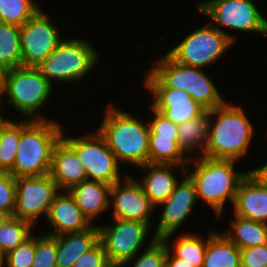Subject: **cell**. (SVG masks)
Segmentation results:
<instances>
[{
	"mask_svg": "<svg viewBox=\"0 0 267 267\" xmlns=\"http://www.w3.org/2000/svg\"><path fill=\"white\" fill-rule=\"evenodd\" d=\"M32 267H57V236L44 233L35 236V257Z\"/></svg>",
	"mask_w": 267,
	"mask_h": 267,
	"instance_id": "d6a6232c",
	"label": "cell"
},
{
	"mask_svg": "<svg viewBox=\"0 0 267 267\" xmlns=\"http://www.w3.org/2000/svg\"><path fill=\"white\" fill-rule=\"evenodd\" d=\"M247 175L260 186L267 188V163L259 168L247 171Z\"/></svg>",
	"mask_w": 267,
	"mask_h": 267,
	"instance_id": "f35d334b",
	"label": "cell"
},
{
	"mask_svg": "<svg viewBox=\"0 0 267 267\" xmlns=\"http://www.w3.org/2000/svg\"><path fill=\"white\" fill-rule=\"evenodd\" d=\"M148 108L150 110V113L153 114L151 120L148 121L150 126L149 134L178 136L177 125L168 120L164 114L155 110L151 105Z\"/></svg>",
	"mask_w": 267,
	"mask_h": 267,
	"instance_id": "8d00e7d4",
	"label": "cell"
},
{
	"mask_svg": "<svg viewBox=\"0 0 267 267\" xmlns=\"http://www.w3.org/2000/svg\"><path fill=\"white\" fill-rule=\"evenodd\" d=\"M145 170L146 174L140 185L144 193L150 199V202L158 208V205L165 201L174 191L176 184L179 182L173 170L181 171L180 174H186V167L179 165L150 164L137 167ZM173 169V170H172ZM173 172V173H172Z\"/></svg>",
	"mask_w": 267,
	"mask_h": 267,
	"instance_id": "d6986e66",
	"label": "cell"
},
{
	"mask_svg": "<svg viewBox=\"0 0 267 267\" xmlns=\"http://www.w3.org/2000/svg\"><path fill=\"white\" fill-rule=\"evenodd\" d=\"M49 175L61 191H68L87 180L85 167L76 152L62 138L54 148Z\"/></svg>",
	"mask_w": 267,
	"mask_h": 267,
	"instance_id": "ac0fdd59",
	"label": "cell"
},
{
	"mask_svg": "<svg viewBox=\"0 0 267 267\" xmlns=\"http://www.w3.org/2000/svg\"><path fill=\"white\" fill-rule=\"evenodd\" d=\"M114 106L108 104L97 130L121 165H146L149 155V123Z\"/></svg>",
	"mask_w": 267,
	"mask_h": 267,
	"instance_id": "6da1fadb",
	"label": "cell"
},
{
	"mask_svg": "<svg viewBox=\"0 0 267 267\" xmlns=\"http://www.w3.org/2000/svg\"><path fill=\"white\" fill-rule=\"evenodd\" d=\"M143 83L153 97L150 105L177 126L207 111L185 91L169 89L150 68Z\"/></svg>",
	"mask_w": 267,
	"mask_h": 267,
	"instance_id": "5bb4252c",
	"label": "cell"
},
{
	"mask_svg": "<svg viewBox=\"0 0 267 267\" xmlns=\"http://www.w3.org/2000/svg\"><path fill=\"white\" fill-rule=\"evenodd\" d=\"M236 163V160L199 156L190 158V166L195 164V167L186 168V174L196 186L197 199L210 206L218 218L223 215L226 201L234 203L238 185L247 175V171H235Z\"/></svg>",
	"mask_w": 267,
	"mask_h": 267,
	"instance_id": "277c9868",
	"label": "cell"
},
{
	"mask_svg": "<svg viewBox=\"0 0 267 267\" xmlns=\"http://www.w3.org/2000/svg\"><path fill=\"white\" fill-rule=\"evenodd\" d=\"M32 229L30 222L12 216L0 226V248L5 254L15 250L33 234Z\"/></svg>",
	"mask_w": 267,
	"mask_h": 267,
	"instance_id": "f546056e",
	"label": "cell"
},
{
	"mask_svg": "<svg viewBox=\"0 0 267 267\" xmlns=\"http://www.w3.org/2000/svg\"><path fill=\"white\" fill-rule=\"evenodd\" d=\"M73 267H113L106 255L104 246L99 241L92 249L82 254Z\"/></svg>",
	"mask_w": 267,
	"mask_h": 267,
	"instance_id": "d590c367",
	"label": "cell"
},
{
	"mask_svg": "<svg viewBox=\"0 0 267 267\" xmlns=\"http://www.w3.org/2000/svg\"><path fill=\"white\" fill-rule=\"evenodd\" d=\"M235 43L210 23L188 33L167 53L177 62L197 68H208Z\"/></svg>",
	"mask_w": 267,
	"mask_h": 267,
	"instance_id": "9c48e42d",
	"label": "cell"
},
{
	"mask_svg": "<svg viewBox=\"0 0 267 267\" xmlns=\"http://www.w3.org/2000/svg\"><path fill=\"white\" fill-rule=\"evenodd\" d=\"M181 176L172 194L158 205L163 211L153 236L165 242H170L175 232L183 227L199 202L194 182L187 174Z\"/></svg>",
	"mask_w": 267,
	"mask_h": 267,
	"instance_id": "9a60e30c",
	"label": "cell"
},
{
	"mask_svg": "<svg viewBox=\"0 0 267 267\" xmlns=\"http://www.w3.org/2000/svg\"><path fill=\"white\" fill-rule=\"evenodd\" d=\"M65 136L63 129L62 139L76 152L85 167L87 180L100 181L111 186L121 180V164L97 129L83 136Z\"/></svg>",
	"mask_w": 267,
	"mask_h": 267,
	"instance_id": "30bf717a",
	"label": "cell"
},
{
	"mask_svg": "<svg viewBox=\"0 0 267 267\" xmlns=\"http://www.w3.org/2000/svg\"><path fill=\"white\" fill-rule=\"evenodd\" d=\"M0 71H7V70L0 66Z\"/></svg>",
	"mask_w": 267,
	"mask_h": 267,
	"instance_id": "f6af8a7d",
	"label": "cell"
},
{
	"mask_svg": "<svg viewBox=\"0 0 267 267\" xmlns=\"http://www.w3.org/2000/svg\"><path fill=\"white\" fill-rule=\"evenodd\" d=\"M46 220L54 231L49 229V232L45 234L51 236L81 232L92 226L68 191H60L55 197L50 205Z\"/></svg>",
	"mask_w": 267,
	"mask_h": 267,
	"instance_id": "e0dca14e",
	"label": "cell"
},
{
	"mask_svg": "<svg viewBox=\"0 0 267 267\" xmlns=\"http://www.w3.org/2000/svg\"><path fill=\"white\" fill-rule=\"evenodd\" d=\"M0 66L6 70L22 66L20 27L0 22Z\"/></svg>",
	"mask_w": 267,
	"mask_h": 267,
	"instance_id": "83f0119b",
	"label": "cell"
},
{
	"mask_svg": "<svg viewBox=\"0 0 267 267\" xmlns=\"http://www.w3.org/2000/svg\"><path fill=\"white\" fill-rule=\"evenodd\" d=\"M11 217L12 215L9 212L0 209V226L5 224Z\"/></svg>",
	"mask_w": 267,
	"mask_h": 267,
	"instance_id": "b9f144b4",
	"label": "cell"
},
{
	"mask_svg": "<svg viewBox=\"0 0 267 267\" xmlns=\"http://www.w3.org/2000/svg\"><path fill=\"white\" fill-rule=\"evenodd\" d=\"M100 241L98 224L81 231L57 236V267H73L76 260Z\"/></svg>",
	"mask_w": 267,
	"mask_h": 267,
	"instance_id": "7402d4cb",
	"label": "cell"
},
{
	"mask_svg": "<svg viewBox=\"0 0 267 267\" xmlns=\"http://www.w3.org/2000/svg\"><path fill=\"white\" fill-rule=\"evenodd\" d=\"M2 104H3V101L2 102L0 101V108L2 107ZM0 111H1V109H0ZM9 119L10 118H7V117L5 118L4 114H1V112H0V127L3 126Z\"/></svg>",
	"mask_w": 267,
	"mask_h": 267,
	"instance_id": "7bdbcfd3",
	"label": "cell"
},
{
	"mask_svg": "<svg viewBox=\"0 0 267 267\" xmlns=\"http://www.w3.org/2000/svg\"><path fill=\"white\" fill-rule=\"evenodd\" d=\"M124 177L110 187L112 217L152 224L151 217L156 207L150 202L140 182L134 179V176L127 174Z\"/></svg>",
	"mask_w": 267,
	"mask_h": 267,
	"instance_id": "2e32d148",
	"label": "cell"
},
{
	"mask_svg": "<svg viewBox=\"0 0 267 267\" xmlns=\"http://www.w3.org/2000/svg\"><path fill=\"white\" fill-rule=\"evenodd\" d=\"M7 71H0V101L5 94V76Z\"/></svg>",
	"mask_w": 267,
	"mask_h": 267,
	"instance_id": "60d3db41",
	"label": "cell"
},
{
	"mask_svg": "<svg viewBox=\"0 0 267 267\" xmlns=\"http://www.w3.org/2000/svg\"><path fill=\"white\" fill-rule=\"evenodd\" d=\"M151 71L169 88L188 93L207 111L222 106L226 100L203 68L175 61L168 53L155 60Z\"/></svg>",
	"mask_w": 267,
	"mask_h": 267,
	"instance_id": "5b68a950",
	"label": "cell"
},
{
	"mask_svg": "<svg viewBox=\"0 0 267 267\" xmlns=\"http://www.w3.org/2000/svg\"><path fill=\"white\" fill-rule=\"evenodd\" d=\"M189 161L179 146L178 136L149 134L148 163L187 167Z\"/></svg>",
	"mask_w": 267,
	"mask_h": 267,
	"instance_id": "d4e9b609",
	"label": "cell"
},
{
	"mask_svg": "<svg viewBox=\"0 0 267 267\" xmlns=\"http://www.w3.org/2000/svg\"><path fill=\"white\" fill-rule=\"evenodd\" d=\"M196 5L197 13L211 19L209 23L234 43L238 40L237 35L227 33L223 27L231 31L255 32L267 36V18L253 0H204Z\"/></svg>",
	"mask_w": 267,
	"mask_h": 267,
	"instance_id": "ba28073f",
	"label": "cell"
},
{
	"mask_svg": "<svg viewBox=\"0 0 267 267\" xmlns=\"http://www.w3.org/2000/svg\"><path fill=\"white\" fill-rule=\"evenodd\" d=\"M111 185L93 180H84L68 190L77 206L88 221L94 225V220L110 209Z\"/></svg>",
	"mask_w": 267,
	"mask_h": 267,
	"instance_id": "44dd1931",
	"label": "cell"
},
{
	"mask_svg": "<svg viewBox=\"0 0 267 267\" xmlns=\"http://www.w3.org/2000/svg\"><path fill=\"white\" fill-rule=\"evenodd\" d=\"M39 9L34 0H0V22L20 27Z\"/></svg>",
	"mask_w": 267,
	"mask_h": 267,
	"instance_id": "4dcf8cb0",
	"label": "cell"
},
{
	"mask_svg": "<svg viewBox=\"0 0 267 267\" xmlns=\"http://www.w3.org/2000/svg\"><path fill=\"white\" fill-rule=\"evenodd\" d=\"M234 215L267 224V188L246 175L236 192Z\"/></svg>",
	"mask_w": 267,
	"mask_h": 267,
	"instance_id": "ffe728a7",
	"label": "cell"
},
{
	"mask_svg": "<svg viewBox=\"0 0 267 267\" xmlns=\"http://www.w3.org/2000/svg\"><path fill=\"white\" fill-rule=\"evenodd\" d=\"M16 181L7 171H0V209L13 216L15 209Z\"/></svg>",
	"mask_w": 267,
	"mask_h": 267,
	"instance_id": "e575fe53",
	"label": "cell"
},
{
	"mask_svg": "<svg viewBox=\"0 0 267 267\" xmlns=\"http://www.w3.org/2000/svg\"><path fill=\"white\" fill-rule=\"evenodd\" d=\"M200 237L193 232H184L178 234L173 244L165 242L167 248L184 262L191 264L194 267H203L207 248V238ZM172 245V246H171Z\"/></svg>",
	"mask_w": 267,
	"mask_h": 267,
	"instance_id": "4316f807",
	"label": "cell"
},
{
	"mask_svg": "<svg viewBox=\"0 0 267 267\" xmlns=\"http://www.w3.org/2000/svg\"><path fill=\"white\" fill-rule=\"evenodd\" d=\"M54 86L42 75L37 67H16L9 69L5 76V96L13 109L24 119L49 120L40 114L50 100Z\"/></svg>",
	"mask_w": 267,
	"mask_h": 267,
	"instance_id": "52a82bcc",
	"label": "cell"
},
{
	"mask_svg": "<svg viewBox=\"0 0 267 267\" xmlns=\"http://www.w3.org/2000/svg\"><path fill=\"white\" fill-rule=\"evenodd\" d=\"M35 257V234H32L15 250L5 254V267H32Z\"/></svg>",
	"mask_w": 267,
	"mask_h": 267,
	"instance_id": "836d02e7",
	"label": "cell"
},
{
	"mask_svg": "<svg viewBox=\"0 0 267 267\" xmlns=\"http://www.w3.org/2000/svg\"><path fill=\"white\" fill-rule=\"evenodd\" d=\"M15 181L13 217L26 220L36 226L40 217L46 219L51 203L61 190L49 174L18 177Z\"/></svg>",
	"mask_w": 267,
	"mask_h": 267,
	"instance_id": "7c38bea8",
	"label": "cell"
},
{
	"mask_svg": "<svg viewBox=\"0 0 267 267\" xmlns=\"http://www.w3.org/2000/svg\"><path fill=\"white\" fill-rule=\"evenodd\" d=\"M57 120L20 121V140L13 168L15 178L50 173L54 148L62 138L63 127Z\"/></svg>",
	"mask_w": 267,
	"mask_h": 267,
	"instance_id": "3957f363",
	"label": "cell"
},
{
	"mask_svg": "<svg viewBox=\"0 0 267 267\" xmlns=\"http://www.w3.org/2000/svg\"><path fill=\"white\" fill-rule=\"evenodd\" d=\"M4 263H5V253L0 248V267H4Z\"/></svg>",
	"mask_w": 267,
	"mask_h": 267,
	"instance_id": "ee69618b",
	"label": "cell"
},
{
	"mask_svg": "<svg viewBox=\"0 0 267 267\" xmlns=\"http://www.w3.org/2000/svg\"><path fill=\"white\" fill-rule=\"evenodd\" d=\"M41 8L20 26L22 66L38 67L63 40L56 22Z\"/></svg>",
	"mask_w": 267,
	"mask_h": 267,
	"instance_id": "4fadbf2b",
	"label": "cell"
},
{
	"mask_svg": "<svg viewBox=\"0 0 267 267\" xmlns=\"http://www.w3.org/2000/svg\"><path fill=\"white\" fill-rule=\"evenodd\" d=\"M20 140V120H8L0 127V171L9 172L14 165Z\"/></svg>",
	"mask_w": 267,
	"mask_h": 267,
	"instance_id": "f1b7e54d",
	"label": "cell"
},
{
	"mask_svg": "<svg viewBox=\"0 0 267 267\" xmlns=\"http://www.w3.org/2000/svg\"><path fill=\"white\" fill-rule=\"evenodd\" d=\"M209 125L210 111H206L198 118L178 125L179 146L190 158L204 155V150L208 145ZM193 152H195V155ZM190 153H192L193 156H191Z\"/></svg>",
	"mask_w": 267,
	"mask_h": 267,
	"instance_id": "cb8c5ba5",
	"label": "cell"
},
{
	"mask_svg": "<svg viewBox=\"0 0 267 267\" xmlns=\"http://www.w3.org/2000/svg\"><path fill=\"white\" fill-rule=\"evenodd\" d=\"M208 234L203 267H241L240 249L223 232Z\"/></svg>",
	"mask_w": 267,
	"mask_h": 267,
	"instance_id": "603a6c76",
	"label": "cell"
},
{
	"mask_svg": "<svg viewBox=\"0 0 267 267\" xmlns=\"http://www.w3.org/2000/svg\"><path fill=\"white\" fill-rule=\"evenodd\" d=\"M167 245L163 239H156L149 247L124 262L120 267H166ZM135 258V259H134ZM132 262V263H131Z\"/></svg>",
	"mask_w": 267,
	"mask_h": 267,
	"instance_id": "1f68e13d",
	"label": "cell"
},
{
	"mask_svg": "<svg viewBox=\"0 0 267 267\" xmlns=\"http://www.w3.org/2000/svg\"><path fill=\"white\" fill-rule=\"evenodd\" d=\"M254 131L243 107L225 102L210 110L208 145L203 156L239 161L248 154Z\"/></svg>",
	"mask_w": 267,
	"mask_h": 267,
	"instance_id": "7a4b0ae2",
	"label": "cell"
},
{
	"mask_svg": "<svg viewBox=\"0 0 267 267\" xmlns=\"http://www.w3.org/2000/svg\"><path fill=\"white\" fill-rule=\"evenodd\" d=\"M230 228L223 232L239 249L267 243V224L234 215Z\"/></svg>",
	"mask_w": 267,
	"mask_h": 267,
	"instance_id": "484cf974",
	"label": "cell"
},
{
	"mask_svg": "<svg viewBox=\"0 0 267 267\" xmlns=\"http://www.w3.org/2000/svg\"><path fill=\"white\" fill-rule=\"evenodd\" d=\"M112 222V224L98 226L100 241L113 267H120L124 262L141 252L142 248L143 250L146 249L157 239L153 236L152 239H149L150 242L148 241L149 230L153 226L148 223L115 218ZM145 241H148V245Z\"/></svg>",
	"mask_w": 267,
	"mask_h": 267,
	"instance_id": "8fae6325",
	"label": "cell"
},
{
	"mask_svg": "<svg viewBox=\"0 0 267 267\" xmlns=\"http://www.w3.org/2000/svg\"><path fill=\"white\" fill-rule=\"evenodd\" d=\"M241 266L267 267V243L240 249Z\"/></svg>",
	"mask_w": 267,
	"mask_h": 267,
	"instance_id": "74e56055",
	"label": "cell"
},
{
	"mask_svg": "<svg viewBox=\"0 0 267 267\" xmlns=\"http://www.w3.org/2000/svg\"><path fill=\"white\" fill-rule=\"evenodd\" d=\"M99 52L87 40L63 39L57 48L37 67L52 84L72 83L91 74L99 60Z\"/></svg>",
	"mask_w": 267,
	"mask_h": 267,
	"instance_id": "8992f818",
	"label": "cell"
},
{
	"mask_svg": "<svg viewBox=\"0 0 267 267\" xmlns=\"http://www.w3.org/2000/svg\"><path fill=\"white\" fill-rule=\"evenodd\" d=\"M166 267H194L184 262V259L177 258L168 248L166 256Z\"/></svg>",
	"mask_w": 267,
	"mask_h": 267,
	"instance_id": "ab89813d",
	"label": "cell"
}]
</instances>
